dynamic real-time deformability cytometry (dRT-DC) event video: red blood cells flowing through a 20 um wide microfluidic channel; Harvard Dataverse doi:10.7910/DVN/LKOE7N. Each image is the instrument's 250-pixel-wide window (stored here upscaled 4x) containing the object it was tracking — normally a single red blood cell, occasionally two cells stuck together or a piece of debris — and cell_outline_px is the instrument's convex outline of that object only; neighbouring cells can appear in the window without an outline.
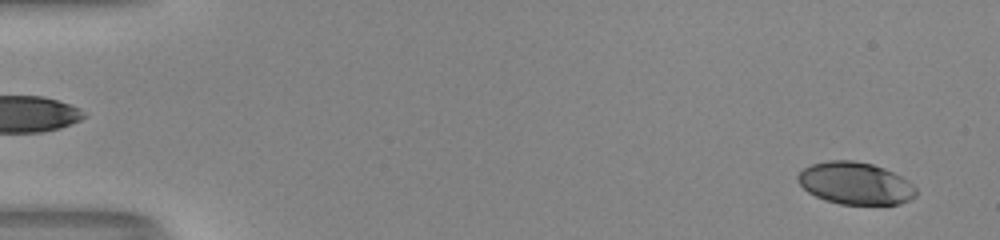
{"species": "human", "species_latin": "Homo sapiens", "temperature_condition": "room temperature", "stored_images_in_passage": 53, "camera_frame_rate_fps": 3000, "um_per_image_px": 0.085, "donor": {"sex": "male"}, "frame": {"image": 1, "passage_image": 3, "time_ms": 0.667, "image_size_px": [1000, 240], "cell_outline_px": [[916, 196], [900, 204], [840, 204], [824, 200], [808, 192], [796, 180], [796, 176], [804, 168], [812, 164], [828, 160], [852, 160], [872, 164], [884, 168], [908, 180], [916, 188]], "centroid_in_image_um": [72.69, 15.58], "position_along_channel_um": 12.3, "area_um2": 29.07}}
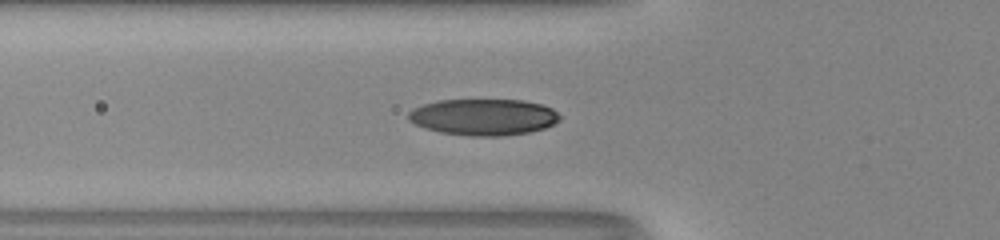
{"frame": {"image": 2, "passage_image": 20, "time_ms": 6.333, "image_size_px": [1000, 240], "cell_outline_px": [[560, 120], [544, 128], [528, 132], [504, 136], [472, 136], [440, 132], [416, 124], [408, 120], [408, 112], [412, 108], [424, 104], [440, 100], [524, 100], [540, 104], [552, 108], [560, 116]], "centroid_in_image_um": [41.1, 9.94], "position_along_channel_um": 84.7, "area_um2": 31.96}}
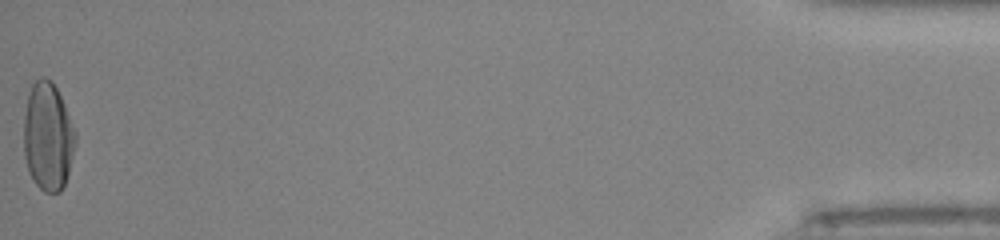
{"frame": {"image": 3, "passage_image": 53, "time_ms": 17.333, "image_size_px": [1000, 240], "cell_outline_px": [[76, 144], [68, 172], [64, 184], [60, 192], [44, 192], [32, 180], [28, 172], [24, 156], [24, 116], [28, 92], [32, 84], [40, 76], [44, 76], [56, 88], [64, 104], [76, 132]], "centroid_in_image_um": [4.06, 11.62], "position_along_channel_um": 431.1, "area_um2": 32.6}, "authors_computed_cell_mechanics": {"area_um2": 30.923, "velocity_mm_per_s": 4.0411, "shape_relaxation_time_tau1_ms": 5.3751, "shape_relaxation_time_tau2_ms": null, "deformation_change_tau1": 0.2222, "deformation_change_tau2": null}}